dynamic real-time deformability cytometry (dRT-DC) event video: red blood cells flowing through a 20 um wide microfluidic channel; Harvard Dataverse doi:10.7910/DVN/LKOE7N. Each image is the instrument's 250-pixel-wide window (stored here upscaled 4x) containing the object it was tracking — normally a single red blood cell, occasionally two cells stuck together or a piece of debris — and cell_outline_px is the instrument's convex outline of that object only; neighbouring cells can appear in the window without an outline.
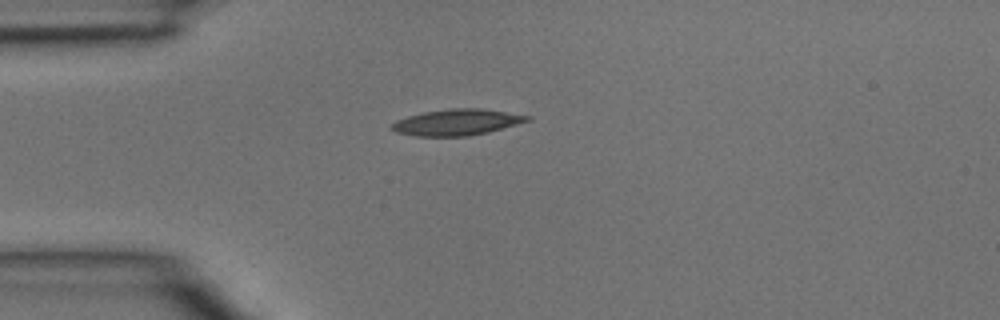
{"species": "common noctule bat (a hibernating species)", "species_latin": "Nyctalus noctula", "temperature_condition": "room temperature", "stored_images_in_passage": 2, "camera_frame_rate_fps": 3000, "um_per_image_px": 0.085, "animal": {"sex": "male", "body_mass_g": 15.6}, "frame": {"image": 1, "passage_image": 2, "time_ms": 0.333, "image_size_px": [1000, 320], "cell_outline_px": [[532, 120], [488, 132], [468, 136], [412, 136], [396, 132], [392, 128], [392, 124], [396, 120], [408, 116], [424, 112], [452, 108], [480, 108], [532, 116]], "centroid_in_image_um": [38.85, 10.39], "position_along_channel_um": 46.1, "area_um2": 20.58}}